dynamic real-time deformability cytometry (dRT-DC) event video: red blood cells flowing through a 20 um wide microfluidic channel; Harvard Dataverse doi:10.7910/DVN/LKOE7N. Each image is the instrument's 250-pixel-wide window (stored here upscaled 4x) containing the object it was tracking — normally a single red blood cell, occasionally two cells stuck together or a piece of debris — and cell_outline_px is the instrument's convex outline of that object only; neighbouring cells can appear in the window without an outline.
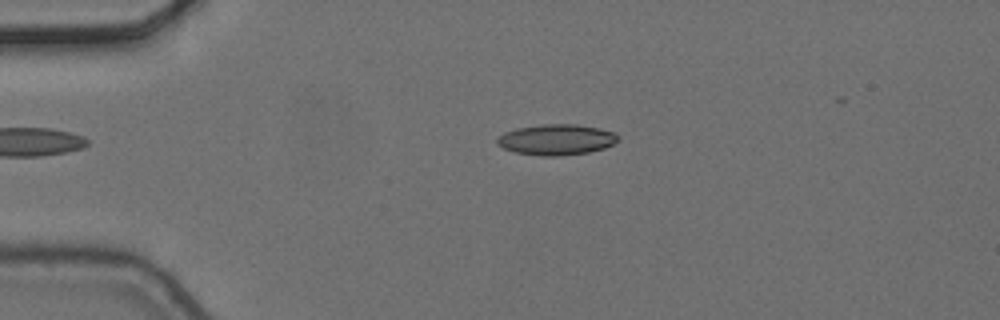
{"species": "common noctule bat (a hibernating species)", "species_latin": "Nyctalus noctula", "temperature_condition": "cold", "stored_images_in_passage": 2, "camera_frame_rate_fps": 3000, "um_per_image_px": 0.085, "animal": {"sex": "female", "body_mass_g": 24.6, "forearm_length_mm": 56.2}, "frame": {"image": 1, "passage_image": 1, "time_ms": 0.0, "image_size_px": [1000, 320], "cell_outline_px": [[620, 140], [604, 148], [588, 152], [560, 156], [540, 156], [512, 152], [496, 144], [496, 140], [504, 132], [516, 128], [544, 124], [576, 124], [600, 128], [616, 132], [620, 136]], "centroid_in_image_um": [47.31, 11.87], "position_along_channel_um": 37.7, "area_um2": 21.91}}